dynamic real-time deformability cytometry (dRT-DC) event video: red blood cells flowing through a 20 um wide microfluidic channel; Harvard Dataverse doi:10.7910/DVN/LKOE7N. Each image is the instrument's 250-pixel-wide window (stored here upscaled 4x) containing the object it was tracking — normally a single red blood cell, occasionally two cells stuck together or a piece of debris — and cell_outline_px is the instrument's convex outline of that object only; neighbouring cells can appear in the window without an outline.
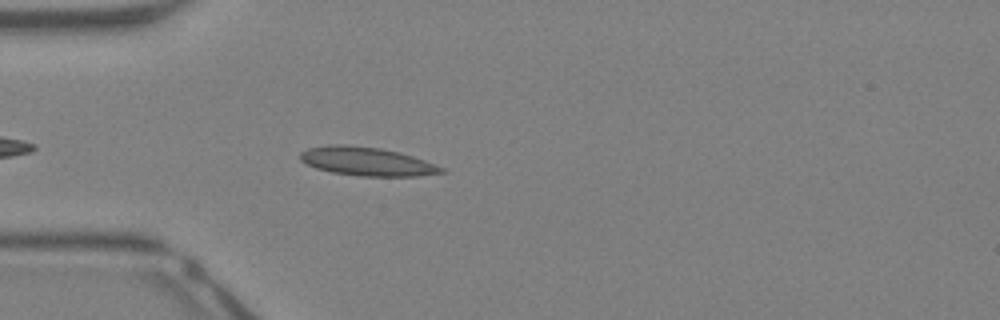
{"species": "Egyptian fruit bat (a non-hibernating species)", "species_latin": "Rousettus aegyptiacus", "temperature_condition": "warm", "stored_images_in_passage": 22, "segment_of_instrument_passage": [1, 2], "camera_frame_rate_fps": 3000, "um_per_image_px": 0.085, "animal": {"sex": "female"}, "frame": {"image": 1, "passage_image": 3, "time_ms": 0.667, "image_size_px": [1000, 320], "cell_outline_px": [[448, 172], [416, 176], [360, 176], [332, 172], [316, 168], [300, 160], [300, 152], [308, 148], [328, 144], [344, 144], [380, 148], [400, 152], [424, 160], [444, 168]], "centroid_in_image_um": [31.18, 13.72], "position_along_channel_um": 53.8, "area_um2": 23.52}}
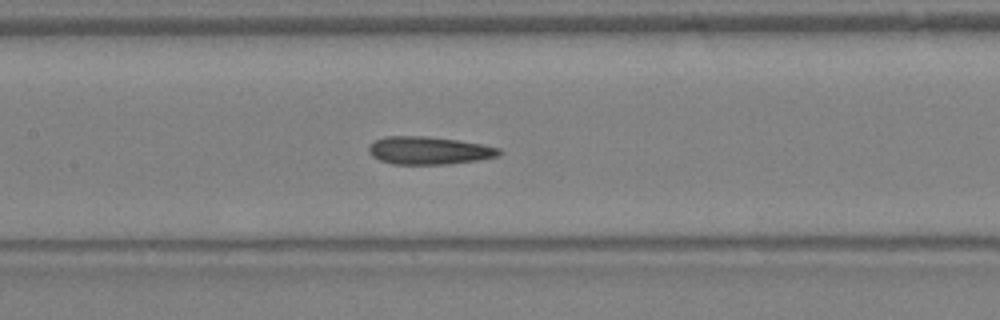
{"frame": {"image": 2, "passage_image": 11, "time_ms": 3.333, "image_size_px": [1000, 320], "cell_outline_px": [[504, 152], [500, 156], [476, 160], [444, 164], [392, 164], [380, 160], [372, 156], [368, 152], [368, 148], [376, 140], [384, 136], [424, 136], [456, 140], [484, 144], [500, 148]], "centroid_in_image_um": [36.49, 12.79], "position_along_channel_um": 170.9, "area_um2": 21.1}}
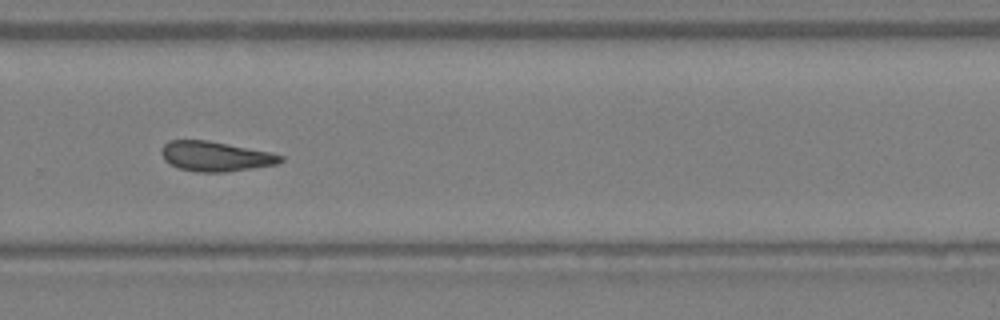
{"frame": {"image": 3, "passage_image": 20, "time_ms": 6.333, "image_size_px": [1000, 320], "cell_outline_px": [[284, 160], [276, 164], [224, 172], [196, 172], [180, 168], [164, 160], [160, 152], [164, 144], [168, 140], [208, 140], [268, 152], [284, 156]], "centroid_in_image_um": [18.27, 13.28], "position_along_channel_um": 311.5, "area_um2": 20.46}}